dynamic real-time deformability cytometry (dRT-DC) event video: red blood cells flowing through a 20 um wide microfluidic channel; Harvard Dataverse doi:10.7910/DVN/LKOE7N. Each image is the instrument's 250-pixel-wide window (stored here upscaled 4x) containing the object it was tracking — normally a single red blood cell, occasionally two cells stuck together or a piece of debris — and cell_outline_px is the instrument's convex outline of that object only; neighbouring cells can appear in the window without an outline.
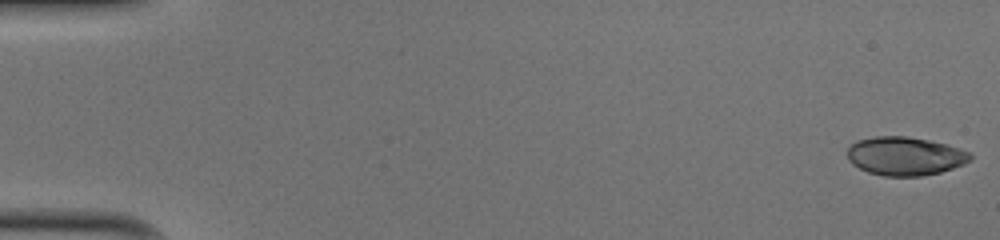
{"species": "human", "species_latin": "Homo sapiens", "temperature_condition": "cold", "stored_images_in_passage": 51, "camera_frame_rate_fps": 3000, "um_per_image_px": 0.085, "donor": {"sex": "male"}, "frame": {"image": 1, "passage_image": 1, "time_ms": 0.0, "image_size_px": [1000, 240], "cell_outline_px": [[972, 156], [964, 164], [940, 172], [924, 176], [884, 176], [868, 172], [852, 164], [848, 160], [848, 148], [856, 140], [876, 136], [908, 136], [928, 140], [944, 144], [972, 152]], "centroid_in_image_um": [76.91, 13.27], "position_along_channel_um": 8.1, "area_um2": 27.57}}
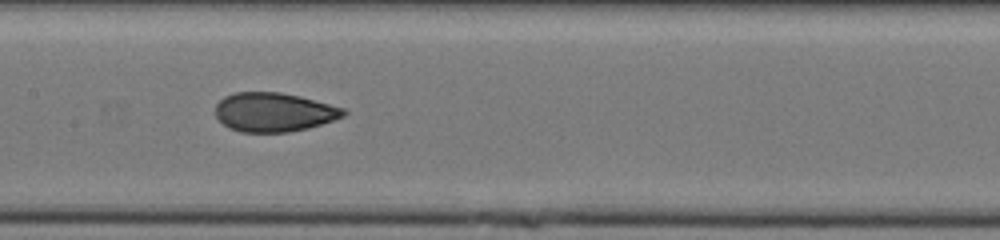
{"frame": {"image": 2, "passage_image": 26, "time_ms": 8.333, "image_size_px": [1000, 240], "cell_outline_px": [[348, 112], [344, 116], [308, 128], [288, 132], [240, 132], [228, 128], [216, 116], [216, 104], [224, 96], [236, 92], [280, 92], [300, 96], [344, 108]], "centroid_in_image_um": [23.27, 9.53], "position_along_channel_um": 184.1, "area_um2": 29.07}}
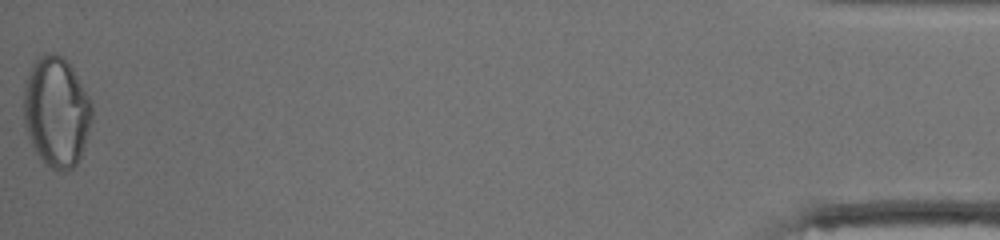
{"frame": {"image": 3, "passage_image": 51, "time_ms": 16.667, "image_size_px": [1000, 240], "cell_outline_px": [[92, 120], [80, 156], [76, 164], [72, 168], [64, 172], [60, 172], [52, 168], [36, 152], [28, 136], [24, 124], [24, 84], [32, 64], [40, 56], [48, 52], [56, 52], [64, 56], [68, 60], [88, 96], [92, 104]], "centroid_in_image_um": [4.79, 9.46], "position_along_channel_um": 430.4, "area_um2": 43.75}, "authors_computed_cell_mechanics": {"area_um2": 29.2468, "velocity_mm_per_s": 4.0507, "shape_relaxation_time_tau1_ms": null, "shape_relaxation_time_tau2_ms": 1.0536, "deformation_change_tau1": null, "deformation_change_tau2": 0.0604}}